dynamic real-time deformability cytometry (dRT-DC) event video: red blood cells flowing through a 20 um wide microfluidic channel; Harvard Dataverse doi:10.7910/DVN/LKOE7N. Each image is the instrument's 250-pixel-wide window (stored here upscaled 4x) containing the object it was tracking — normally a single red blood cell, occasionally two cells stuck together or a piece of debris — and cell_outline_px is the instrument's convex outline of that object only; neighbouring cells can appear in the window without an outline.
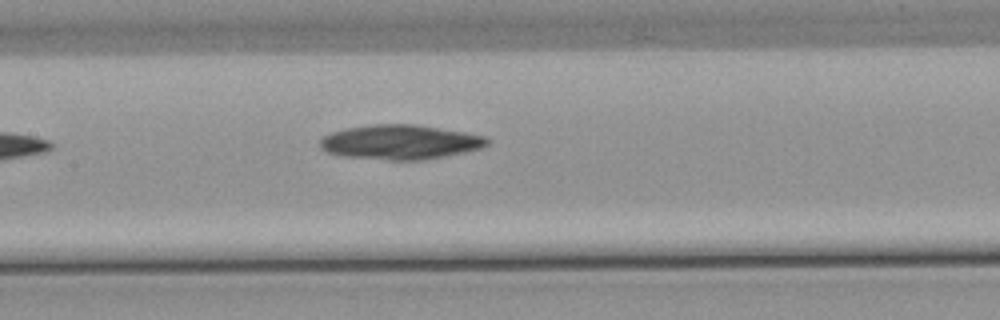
{"species": "common noctule bat (a hibernating species)", "species_latin": "Nyctalus noctula", "temperature_condition": "warm", "stored_images_in_passage": 7, "camera_frame_rate_fps": 3000, "um_per_image_px": 0.085, "animal": {"sex": "male", "body_mass_g": 21.5, "forearm_length_mm": 52.0}, "frame": {"image": 1, "passage_image": 7, "time_ms": 7.333, "image_size_px": [1000, 320], "cell_outline_px": [[488, 144], [480, 148], [464, 152], [424, 160], [388, 160], [344, 156], [328, 152], [320, 148], [320, 140], [324, 136], [332, 132], [348, 128], [372, 124], [416, 124], [464, 132], [484, 136], [488, 140]], "centroid_in_image_um": [34.0, 12.08], "position_along_channel_um": 173.4, "area_um2": 33.41}}